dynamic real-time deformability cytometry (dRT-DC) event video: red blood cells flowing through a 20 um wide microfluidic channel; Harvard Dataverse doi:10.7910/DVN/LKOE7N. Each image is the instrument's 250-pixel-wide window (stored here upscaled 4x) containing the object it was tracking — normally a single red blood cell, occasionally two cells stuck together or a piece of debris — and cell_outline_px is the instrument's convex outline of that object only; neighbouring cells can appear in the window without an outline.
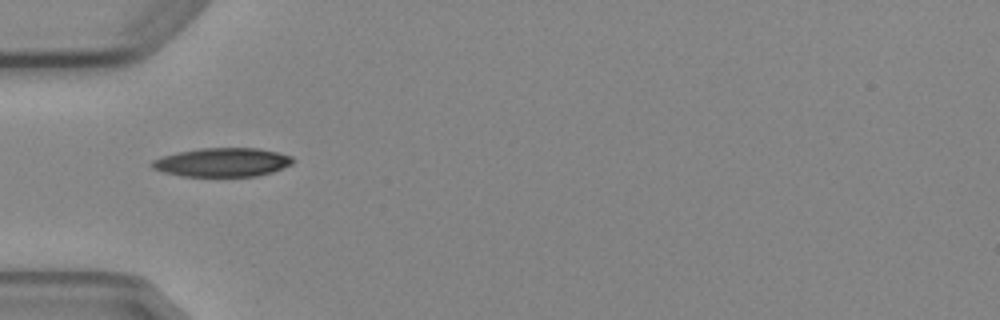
{"species": "Egyptian fruit bat (a non-hibernating species)", "species_latin": "Rousettus aegyptiacus", "temperature_condition": "cold", "stored_images_in_passage": 2, "camera_frame_rate_fps": 3000, "um_per_image_px": 0.085, "animal": {"sex": "female"}, "frame": {"image": 1, "passage_image": 1, "time_ms": 0.0, "image_size_px": [1000, 320], "cell_outline_px": [[292, 164], [272, 172], [256, 176], [180, 176], [164, 172], [152, 168], [148, 164], [152, 160], [160, 156], [176, 152], [200, 148], [256, 148], [276, 152], [292, 156]], "centroid_in_image_um": [18.83, 13.79], "position_along_channel_um": 66.2, "area_um2": 23.7}}
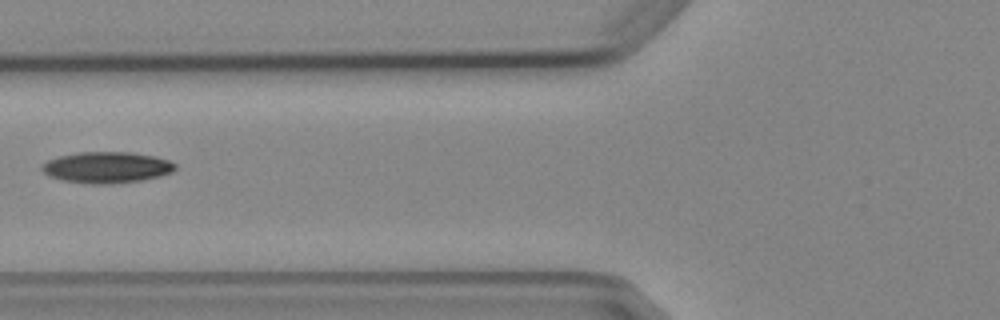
{"frame": {"image": 2, "passage_image": 2, "time_ms": 1.333, "image_size_px": [1000, 320], "cell_outline_px": [[176, 168], [172, 172], [160, 176], [140, 180], [112, 184], [92, 184], [64, 180], [48, 176], [40, 168], [40, 164], [48, 160], [60, 156], [76, 152], [128, 152], [156, 156], [168, 160], [176, 164]], "centroid_in_image_um": [9.06, 14.22], "position_along_channel_um": 116.7, "area_um2": 24.28}}